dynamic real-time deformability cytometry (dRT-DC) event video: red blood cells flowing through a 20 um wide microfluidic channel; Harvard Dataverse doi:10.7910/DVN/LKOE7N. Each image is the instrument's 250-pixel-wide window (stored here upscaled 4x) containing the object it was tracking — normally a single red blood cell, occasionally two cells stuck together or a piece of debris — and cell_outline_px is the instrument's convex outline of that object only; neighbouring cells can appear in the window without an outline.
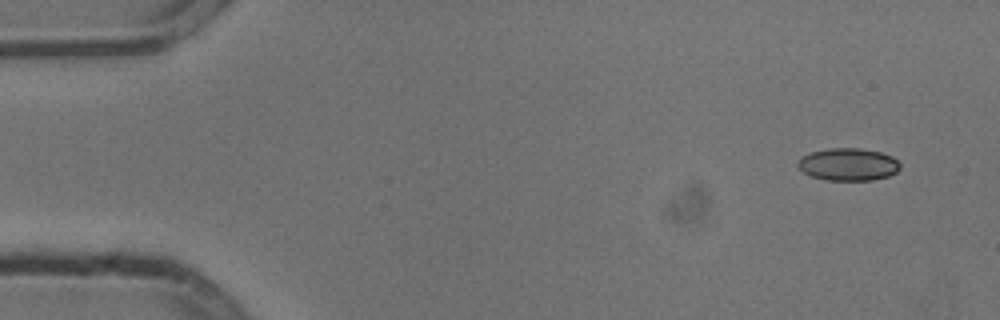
{"species": "common noctule bat (a hibernating species)", "species_latin": "Nyctalus noctula", "temperature_condition": "cold", "stored_images_in_passage": 3, "camera_frame_rate_fps": 3000, "um_per_image_px": 0.085, "animal": {"sex": "male", "body_mass_g": 13.3}, "frame": {"image": 1, "passage_image": 1, "time_ms": 0.0, "image_size_px": [1000, 320], "cell_outline_px": [[900, 168], [896, 172], [888, 176], [872, 180], [824, 180], [812, 176], [804, 172], [796, 164], [796, 160], [800, 156], [808, 152], [828, 148], [860, 148], [880, 152], [892, 156], [900, 164]], "centroid_in_image_um": [72.05, 13.96], "position_along_channel_um": 12.9, "area_um2": 19.54}}